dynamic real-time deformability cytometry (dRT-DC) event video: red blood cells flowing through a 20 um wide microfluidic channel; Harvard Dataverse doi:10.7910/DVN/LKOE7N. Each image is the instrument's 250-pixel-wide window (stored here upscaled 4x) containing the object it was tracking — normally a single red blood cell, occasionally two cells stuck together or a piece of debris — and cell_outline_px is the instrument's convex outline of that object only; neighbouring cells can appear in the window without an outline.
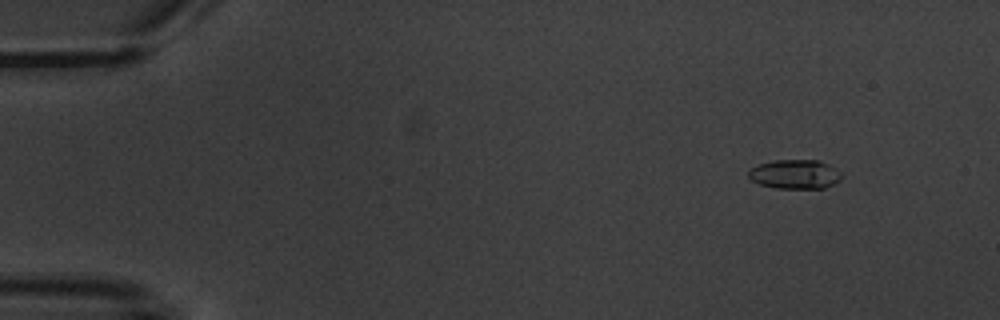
{"species": "common noctule bat (a hibernating species)", "species_latin": "Nyctalus noctula", "temperature_condition": "warm", "stored_images_in_passage": 4, "camera_frame_rate_fps": 3000, "um_per_image_px": 0.085, "animal": {"sex": "male", "body_mass_g": 20.1, "forearm_length_mm": 53.5}, "frame": {"image": 1, "passage_image": 1, "time_ms": 0.0, "image_size_px": [1000, 320], "cell_outline_px": [[840, 180], [824, 188], [776, 188], [760, 184], [752, 180], [748, 176], [748, 172], [752, 168], [760, 164], [776, 160], [820, 160], [828, 164], [840, 172]], "centroid_in_image_um": [67.57, 14.81], "position_along_channel_um": 17.4, "area_um2": 15.61}}